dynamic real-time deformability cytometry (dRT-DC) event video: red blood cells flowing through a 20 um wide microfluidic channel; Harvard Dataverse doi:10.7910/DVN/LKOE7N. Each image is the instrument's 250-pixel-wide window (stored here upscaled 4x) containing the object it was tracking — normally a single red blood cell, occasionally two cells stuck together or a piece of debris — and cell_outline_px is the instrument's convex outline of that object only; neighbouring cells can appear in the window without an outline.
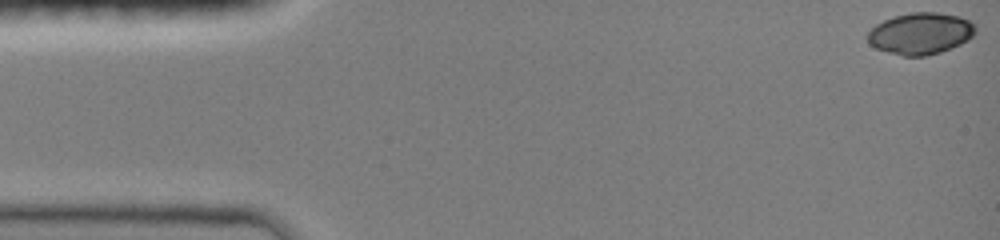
{"species": "common noctule bat (a hibernating species)", "species_latin": "Nyctalus noctula", "temperature_condition": "room temperature", "stored_images_in_passage": 13, "camera_frame_rate_fps": 3000, "um_per_image_px": 0.085, "animal": {"sex": "female", "body_mass_g": 19.0, "forearm_length_mm": 51.5}, "frame": {"image": 1, "passage_image": 1, "time_ms": 0.0, "image_size_px": [1000, 240], "cell_outline_px": [[976, 32], [968, 40], [960, 44], [940, 52], [924, 56], [904, 56], [888, 52], [876, 48], [868, 44], [868, 32], [876, 24], [884, 20], [896, 16], [912, 12], [936, 12], [960, 16], [976, 24]], "centroid_in_image_um": [78.26, 2.84], "position_along_channel_um": 6.7, "area_um2": 26.13}}
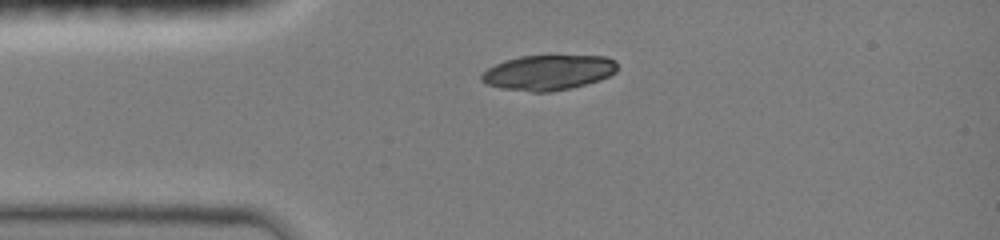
{"frame": {"image": 2, "passage_image": 8, "time_ms": 3.333, "image_size_px": [1000, 240], "cell_outline_px": [[616, 72], [600, 80], [572, 88], [548, 92], [532, 92], [504, 88], [488, 84], [480, 80], [480, 76], [488, 68], [504, 60], [520, 56], [608, 56], [616, 60]], "centroid_in_image_um": [46.63, 6.16], "position_along_channel_um": 38.4, "area_um2": 27.69}}
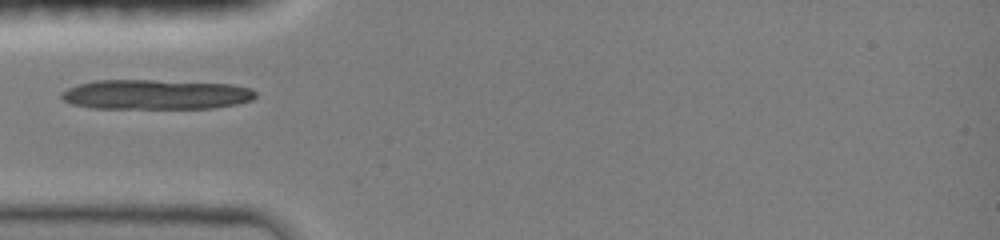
{"frame": {"image": 3, "passage_image": 11, "time_ms": 4.667, "image_size_px": [1000, 240], "cell_outline_px": [[256, 96], [252, 100], [236, 104], [212, 108], [92, 108], [72, 104], [64, 100], [60, 96], [60, 92], [68, 88], [80, 84], [96, 80], [156, 80], [232, 84], [252, 88], [256, 92]], "centroid_in_image_um": [13.25, 8.03], "position_along_channel_um": 71.7, "area_um2": 33.81}}